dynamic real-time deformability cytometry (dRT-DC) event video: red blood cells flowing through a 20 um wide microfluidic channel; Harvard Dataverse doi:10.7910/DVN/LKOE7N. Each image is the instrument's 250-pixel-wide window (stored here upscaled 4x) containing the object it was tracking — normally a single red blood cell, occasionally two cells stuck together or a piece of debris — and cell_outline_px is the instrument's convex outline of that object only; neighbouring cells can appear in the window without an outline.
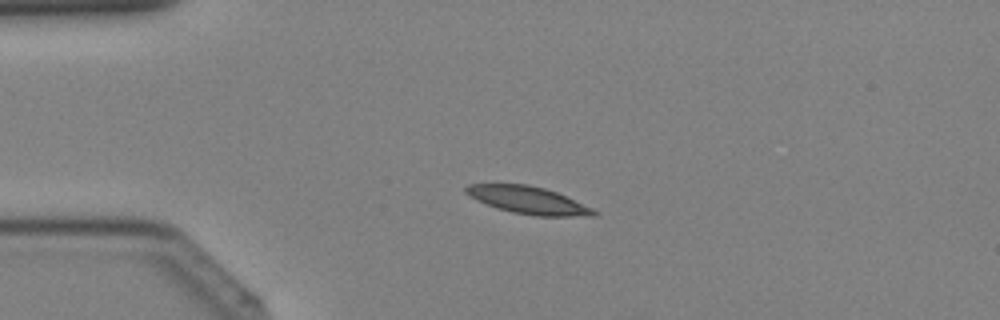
{"species": "Egyptian fruit bat (a non-hibernating species)", "species_latin": "Rousettus aegyptiacus", "temperature_condition": "cold", "stored_images_in_passage": 36, "camera_frame_rate_fps": 3000, "um_per_image_px": 0.085, "animal": {"sex": "female"}, "frame": {"image": 1, "passage_image": 5, "time_ms": 1.333, "image_size_px": [1000, 320], "cell_outline_px": [[600, 212], [596, 216], [536, 216], [512, 212], [496, 208], [476, 200], [464, 192], [464, 188], [468, 184], [528, 184], [544, 188], [556, 192], [592, 208]], "centroid_in_image_um": [44.88, 17.02], "position_along_channel_um": 40.1, "area_um2": 20.4}}
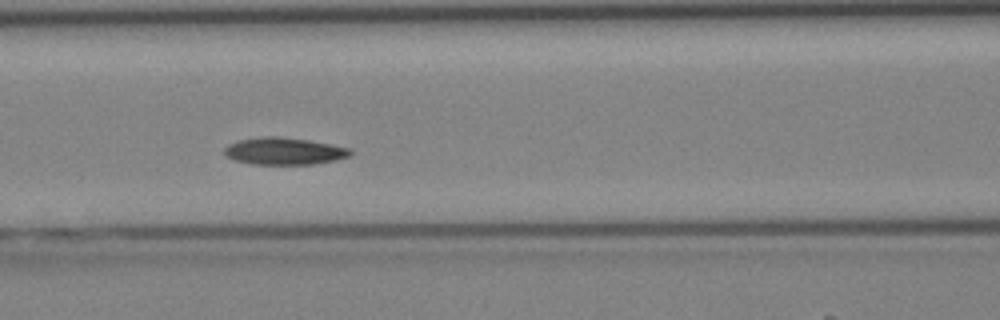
{"frame": {"image": 2, "passage_image": 13, "time_ms": 4.0, "image_size_px": [1000, 320], "cell_outline_px": [[352, 152], [348, 156], [336, 160], [316, 164], [252, 164], [236, 160], [224, 156], [224, 148], [228, 144], [240, 140], [260, 136], [276, 136], [308, 140], [352, 148]], "centroid_in_image_um": [24.14, 12.84], "position_along_channel_um": 142.5, "area_um2": 19.94}}
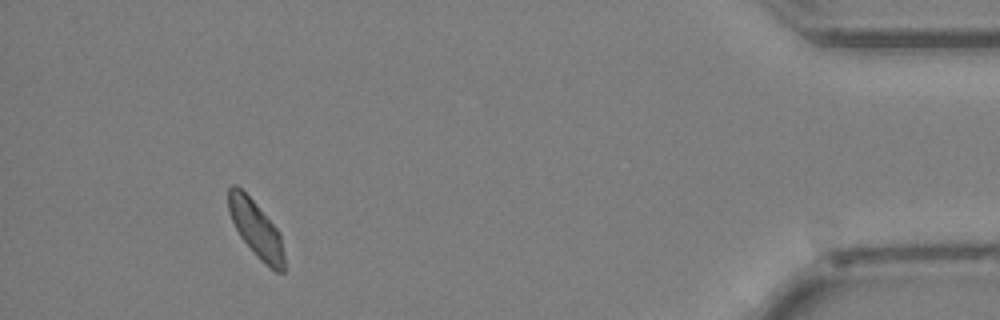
{"frame": {"image": 3, "passage_image": 33, "time_ms": 10.667, "image_size_px": [1000, 320], "cell_outline_px": [[284, 272], [276, 272], [260, 260], [256, 256], [240, 236], [228, 212], [228, 188], [232, 184], [236, 184], [252, 200], [276, 228], [280, 236], [284, 256]], "centroid_in_image_um": [21.74, 19.47], "position_along_channel_um": 413.5, "area_um2": 17.98}}